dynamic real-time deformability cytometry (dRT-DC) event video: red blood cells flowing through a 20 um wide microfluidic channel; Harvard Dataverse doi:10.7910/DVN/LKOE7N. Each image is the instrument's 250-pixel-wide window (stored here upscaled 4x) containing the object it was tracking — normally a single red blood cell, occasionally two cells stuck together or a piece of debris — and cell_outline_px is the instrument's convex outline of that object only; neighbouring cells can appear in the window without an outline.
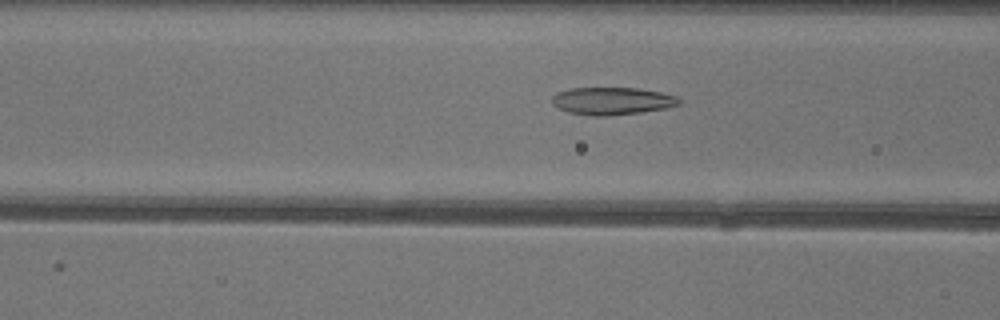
{"species": "common noctule bat (a hibernating species)", "species_latin": "Nyctalus noctula", "temperature_condition": "warm", "stored_images_in_passage": 50, "camera_frame_rate_fps": 3000, "um_per_image_px": 0.085, "animal": {"sex": "female"}, "frame": {"image": 1, "passage_image": 19, "time_ms": 6.0, "image_size_px": [1000, 320], "cell_outline_px": [[680, 104], [668, 108], [640, 112], [608, 116], [592, 116], [568, 112], [552, 104], [552, 96], [556, 92], [572, 88], [640, 88], [660, 92], [676, 96], [680, 100]], "centroid_in_image_um": [52.03, 8.58], "position_along_channel_um": 114.6, "area_um2": 20.4}}
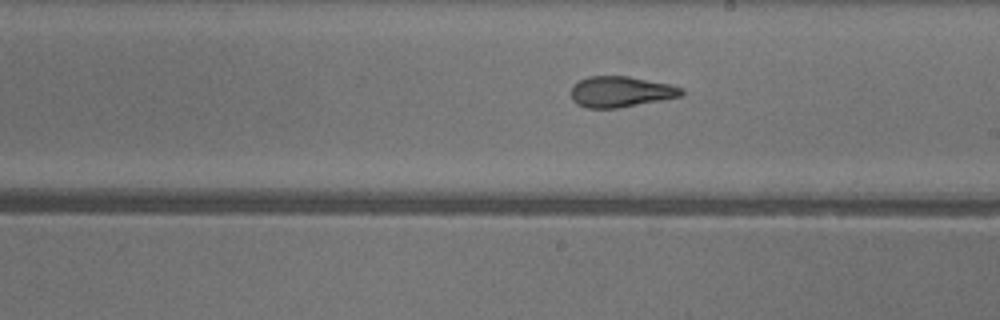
{"frame": {"image": 2, "passage_image": 28, "time_ms": 9.0, "image_size_px": [1000, 320], "cell_outline_px": [[684, 92], [680, 96], [620, 108], [588, 108], [576, 104], [572, 100], [572, 84], [588, 76], [628, 76], [668, 84], [684, 88]], "centroid_in_image_um": [52.73, 7.8], "position_along_channel_um": 236.3, "area_um2": 19.77}}
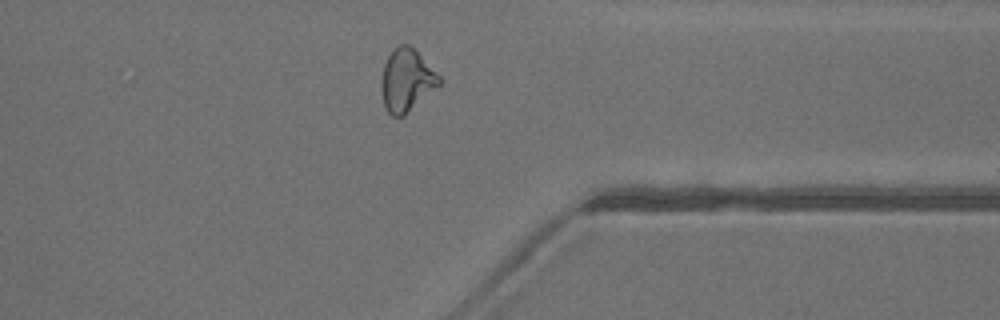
{"frame": {"image": 3, "passage_image": 39, "time_ms": 12.667, "image_size_px": [1000, 320], "cell_outline_px": [[444, 80], [440, 84], [404, 116], [392, 116], [388, 112], [384, 104], [380, 88], [380, 84], [384, 64], [392, 48], [396, 44], [408, 44]], "centroid_in_image_um": [34.53, 6.82], "position_along_channel_um": 376.9, "area_um2": 20.98}, "authors_computed_cell_mechanics": {"area_um2": 21.7906, "velocity_mm_per_s": 4.0635, "shape_relaxation_time_tau1_ms": null, "shape_relaxation_time_tau2_ms": 1.8543, "deformation_change_tau1": null, "deformation_change_tau2": 0.1075}}